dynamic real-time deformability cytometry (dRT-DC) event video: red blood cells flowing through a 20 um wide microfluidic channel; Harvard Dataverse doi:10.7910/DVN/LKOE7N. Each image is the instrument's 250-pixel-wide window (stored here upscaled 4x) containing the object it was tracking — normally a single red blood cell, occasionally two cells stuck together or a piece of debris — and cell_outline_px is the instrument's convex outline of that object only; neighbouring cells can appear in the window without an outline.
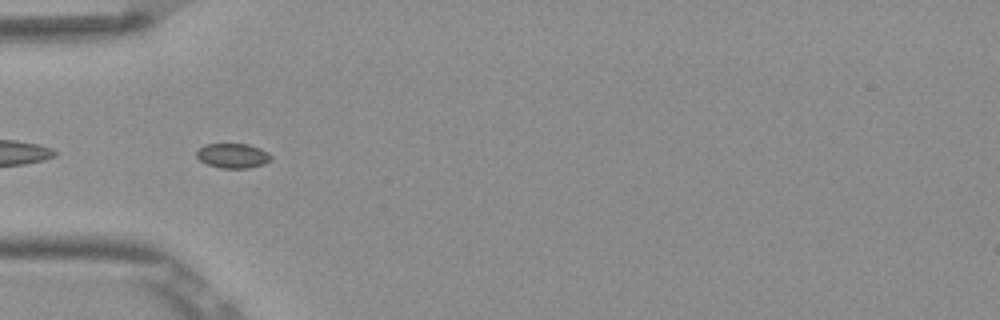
{"species": "Egyptian fruit bat (a non-hibernating species)", "species_latin": "Rousettus aegyptiacus", "temperature_condition": "room temperature", "stored_images_in_passage": 39, "camera_frame_rate_fps": 3000, "um_per_image_px": 0.085, "frame": {"image": 1, "passage_image": 3, "time_ms": 0.667, "image_size_px": [1000, 320], "cell_outline_px": [[272, 160], [264, 164], [248, 168], [220, 168], [208, 164], [200, 160], [196, 156], [196, 152], [204, 144], [248, 144], [260, 148], [268, 152], [272, 156]], "centroid_in_image_um": [19.82, 13.23], "position_along_channel_um": 65.2, "area_um2": 10.75}}
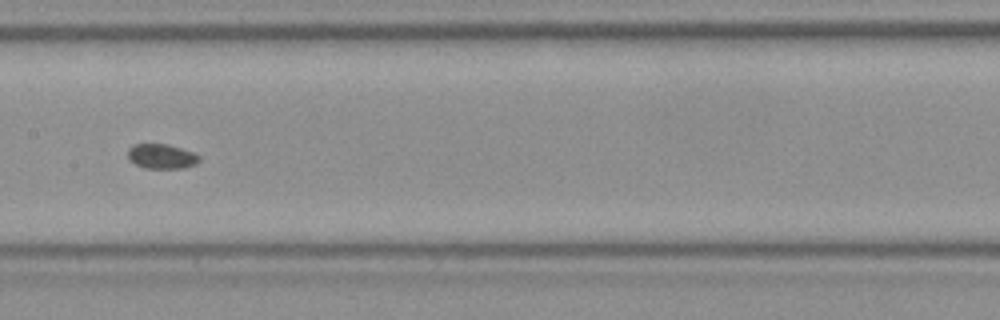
{"frame": {"image": 2, "passage_image": 13, "time_ms": 4.0, "image_size_px": [1000, 320], "cell_outline_px": [[200, 160], [196, 164], [184, 168], [144, 168], [128, 160], [128, 148], [132, 144], [168, 144], [192, 152], [200, 156]], "centroid_in_image_um": [13.72, 13.29], "position_along_channel_um": 193.7, "area_um2": 10.35}}
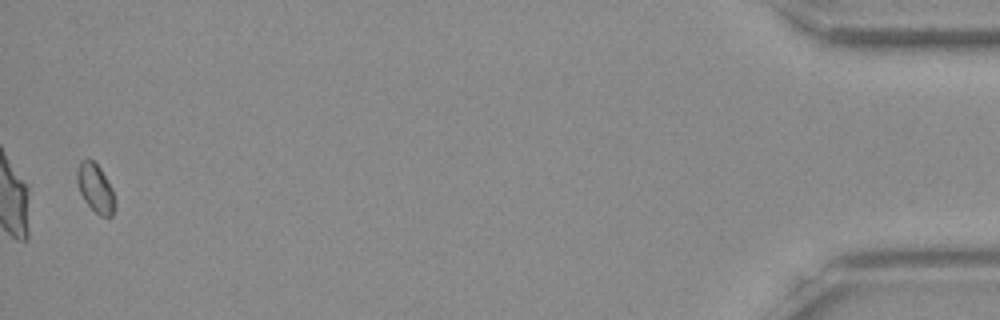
{"frame": {"image": 3, "passage_image": 38, "time_ms": 12.333, "image_size_px": [1000, 320], "cell_outline_px": [[116, 204], [112, 216], [100, 216], [84, 200], [80, 192], [76, 180], [76, 172], [80, 160], [88, 156], [100, 168], [112, 188]], "centroid_in_image_um": [8.1, 15.95], "position_along_channel_um": 427.1, "area_um2": 10.81}}